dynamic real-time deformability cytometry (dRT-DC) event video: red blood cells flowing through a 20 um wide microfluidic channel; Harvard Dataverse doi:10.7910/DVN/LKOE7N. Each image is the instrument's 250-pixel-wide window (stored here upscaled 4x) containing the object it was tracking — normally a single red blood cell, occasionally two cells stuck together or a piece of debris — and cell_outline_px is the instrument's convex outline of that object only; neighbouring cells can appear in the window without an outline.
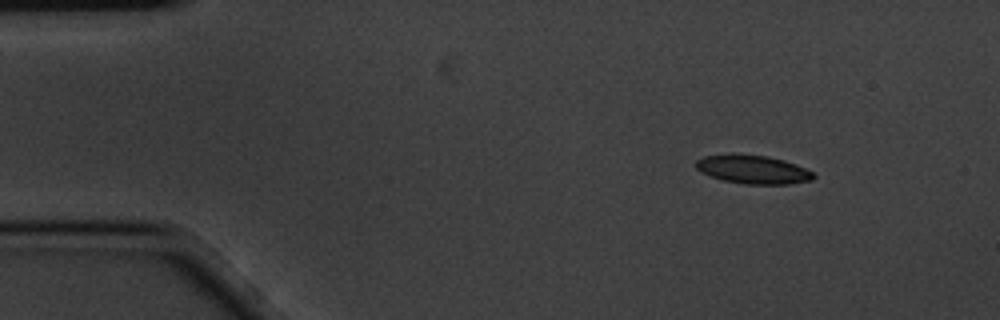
{"species": "common noctule bat (a hibernating species)", "species_latin": "Nyctalus noctula", "temperature_condition": "cold", "stored_images_in_passage": 3, "camera_frame_rate_fps": 3000, "um_per_image_px": 0.085, "animal": {"sex": "male", "body_mass_g": 20.1, "forearm_length_mm": 53.5}, "frame": {"image": 1, "passage_image": 1, "time_ms": 0.0, "image_size_px": [1000, 320], "cell_outline_px": [[816, 176], [812, 180], [788, 184], [744, 184], [724, 180], [700, 172], [692, 164], [696, 160], [704, 156], [768, 156], [784, 160], [796, 164], [812, 172]], "centroid_in_image_um": [64.02, 14.43], "position_along_channel_um": 21.0, "area_um2": 19.02}}